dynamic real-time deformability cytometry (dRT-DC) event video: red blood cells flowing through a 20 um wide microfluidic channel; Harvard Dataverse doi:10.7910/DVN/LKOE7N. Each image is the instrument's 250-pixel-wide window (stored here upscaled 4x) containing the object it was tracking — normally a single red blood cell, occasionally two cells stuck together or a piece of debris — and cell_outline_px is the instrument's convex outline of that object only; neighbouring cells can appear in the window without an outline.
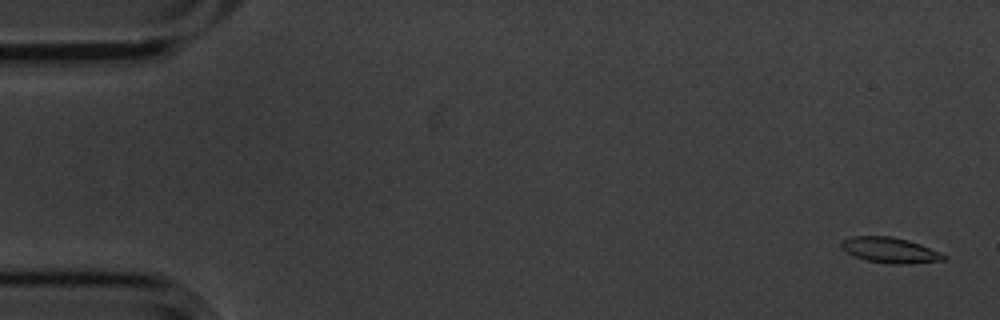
{"species": "common noctule bat (a hibernating species)", "species_latin": "Nyctalus noctula", "temperature_condition": "cold", "stored_images_in_passage": 4, "camera_frame_rate_fps": 3000, "um_per_image_px": 0.085, "animal": {"sex": "male", "body_mass_g": 20.1, "forearm_length_mm": 53.5}, "frame": {"image": 1, "passage_image": 1, "time_ms": 0.0, "image_size_px": [1000, 320], "cell_outline_px": [[948, 256], [944, 260], [908, 264], [892, 264], [864, 260], [840, 248], [840, 244], [844, 240], [852, 236], [892, 236], [908, 240], [920, 244], [940, 252]], "centroid_in_image_um": [75.66, 21.26], "position_along_channel_um": 9.3, "area_um2": 15.2}}
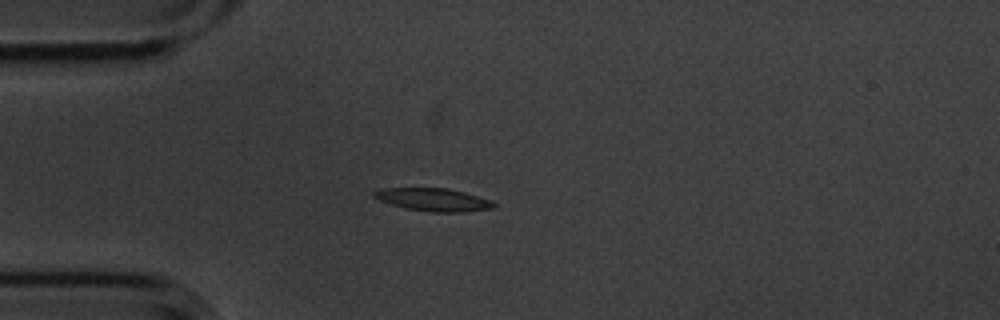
{"frame": {"image": 2, "passage_image": 4, "time_ms": 1.0, "image_size_px": [1000, 320], "cell_outline_px": [[496, 208], [460, 212], [432, 212], [404, 208], [380, 200], [372, 196], [372, 192], [380, 188], [448, 188], [464, 192], [492, 200], [496, 204]], "centroid_in_image_um": [36.85, 16.97], "position_along_channel_um": 48.2, "area_um2": 16.01}}